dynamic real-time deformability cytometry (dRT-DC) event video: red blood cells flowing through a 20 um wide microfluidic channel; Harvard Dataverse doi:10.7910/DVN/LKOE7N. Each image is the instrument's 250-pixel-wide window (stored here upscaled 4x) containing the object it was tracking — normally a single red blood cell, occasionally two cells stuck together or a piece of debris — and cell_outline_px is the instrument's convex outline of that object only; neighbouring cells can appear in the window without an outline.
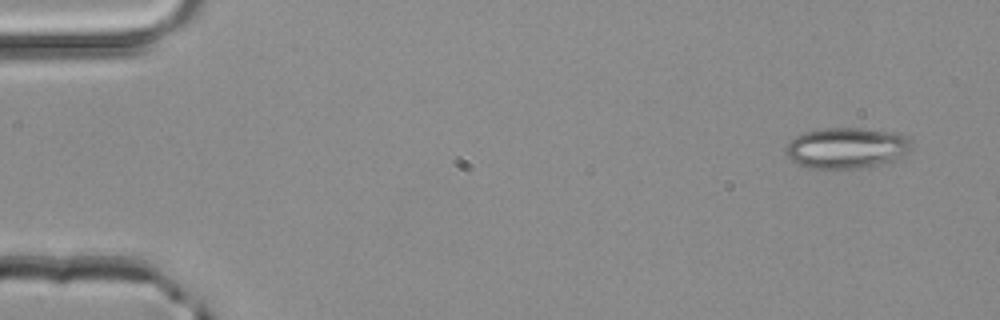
{"species": "common noctule bat (a hibernating species)", "species_latin": "Nyctalus noctula", "temperature_condition": "room temperature", "stored_images_in_passage": 5, "segment_of_instrument_passage": [1, 2], "camera_frame_rate_fps": 3000, "um_per_image_px": 0.085, "animal": {"sex": "male", "body_mass_g": 20.4}, "frame": {"image": 1, "passage_image": 1, "time_ms": 0.0, "image_size_px": [1000, 320], "cell_outline_px": [[912, 148], [900, 156], [876, 168], [812, 168], [800, 164], [792, 160], [788, 156], [784, 148], [788, 140], [804, 132], [824, 128], [860, 128], [888, 132], [904, 136], [912, 140]], "centroid_in_image_um": [71.94, 12.58], "position_along_channel_um": 13.1, "area_um2": 29.94}}
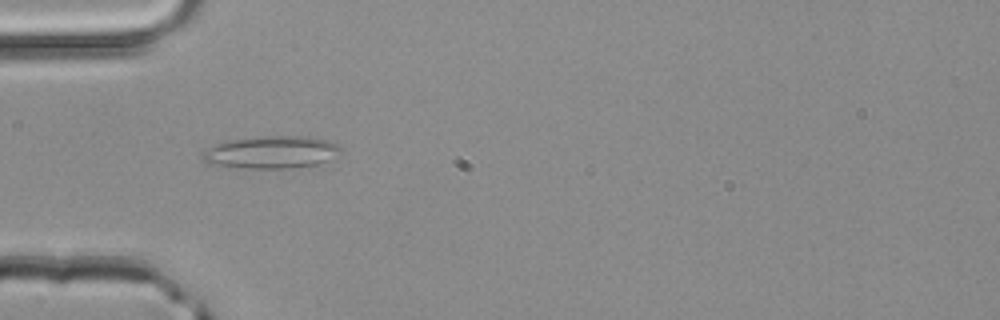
{"frame": {"image": 2, "passage_image": 3, "time_ms": 0.667, "image_size_px": [1000, 320], "cell_outline_px": [[340, 152], [328, 160], [316, 164], [288, 168], [248, 168], [212, 164], [204, 160], [204, 152], [212, 144], [228, 140], [264, 136], [308, 136], [328, 140], [336, 144], [340, 148]], "centroid_in_image_um": [23.07, 12.92], "position_along_channel_um": 61.9, "area_um2": 25.78}}
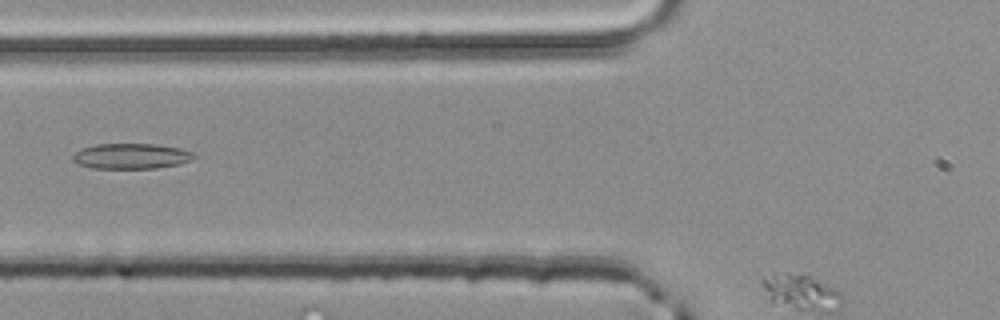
{"frame": {"image": 3, "passage_image": 4, "time_ms": 1.0, "image_size_px": [1000, 320], "cell_outline_px": [[196, 156], [192, 160], [180, 164], [156, 168], [92, 168], [76, 164], [72, 160], [72, 156], [76, 152], [84, 148], [96, 144], [156, 144], [180, 148], [196, 152]], "centroid_in_image_um": [11.19, 13.27], "position_along_channel_um": 114.6, "area_um2": 18.09}}